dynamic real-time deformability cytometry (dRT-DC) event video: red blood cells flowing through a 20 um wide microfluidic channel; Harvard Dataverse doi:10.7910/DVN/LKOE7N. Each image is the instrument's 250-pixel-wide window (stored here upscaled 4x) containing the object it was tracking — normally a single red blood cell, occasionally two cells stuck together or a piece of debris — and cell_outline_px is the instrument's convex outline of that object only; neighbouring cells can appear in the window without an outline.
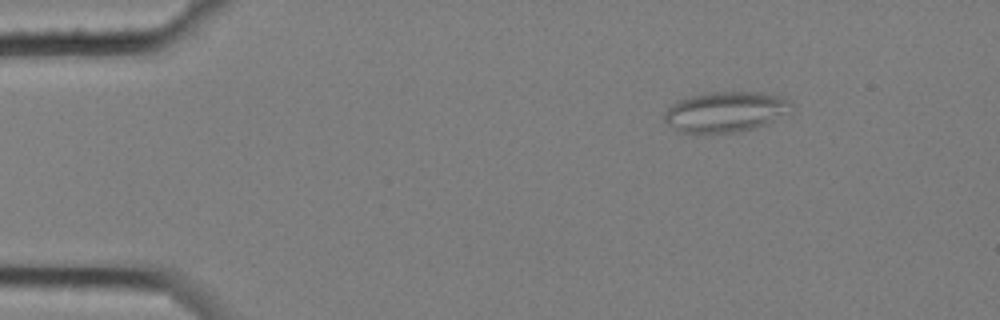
{"species": "common noctule bat (a hibernating species)", "species_latin": "Nyctalus noctula", "temperature_condition": "cold", "stored_images_in_passage": 2, "camera_frame_rate_fps": 3000, "um_per_image_px": 0.085, "animal": {"sex": "female", "body_mass_g": 25.1}, "frame": {"image": 1, "passage_image": 2, "time_ms": 0.333, "image_size_px": [1000, 320], "cell_outline_px": [[792, 112], [768, 124], [756, 128], [740, 132], [676, 132], [664, 120], [664, 112], [672, 104], [680, 100], [692, 96], [708, 92], [764, 92], [784, 96], [792, 104]], "centroid_in_image_um": [61.74, 9.5], "position_along_channel_um": 23.3, "area_um2": 30.29}}